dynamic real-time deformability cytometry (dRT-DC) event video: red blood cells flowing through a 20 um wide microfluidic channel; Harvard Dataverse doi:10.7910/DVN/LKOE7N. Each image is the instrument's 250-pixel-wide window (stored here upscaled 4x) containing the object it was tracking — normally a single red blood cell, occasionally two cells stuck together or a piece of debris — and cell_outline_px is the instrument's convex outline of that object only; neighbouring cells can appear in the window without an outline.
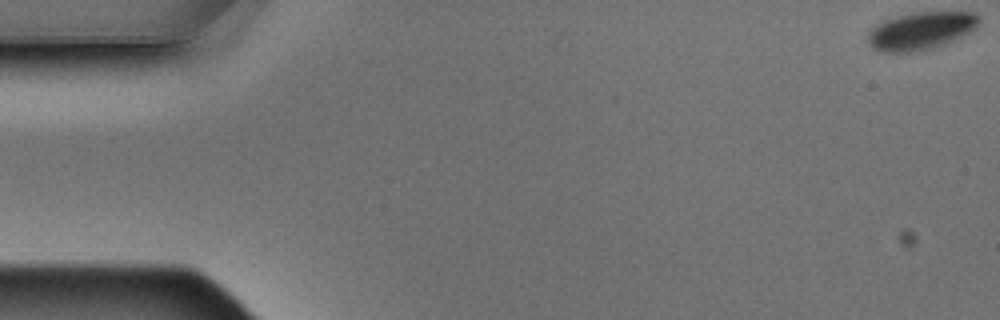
{"species": "Egyptian fruit bat (a non-hibernating species)", "species_latin": "Rousettus aegyptiacus", "temperature_condition": "warm", "stored_images_in_passage": 7, "camera_frame_rate_fps": 3000, "um_per_image_px": 0.085, "animal": {"sex": "male"}, "frame": {"image": 1, "passage_image": 1, "time_ms": 0.0, "image_size_px": [1000, 320], "cell_outline_px": [[980, 20], [976, 28], [944, 44], [932, 48], [912, 52], [880, 52], [872, 48], [868, 44], [868, 32], [876, 24], [884, 20], [896, 16], [916, 12], [976, 12], [980, 16]], "centroid_in_image_um": [78.24, 2.61], "position_along_channel_um": 6.8, "area_um2": 24.39}}
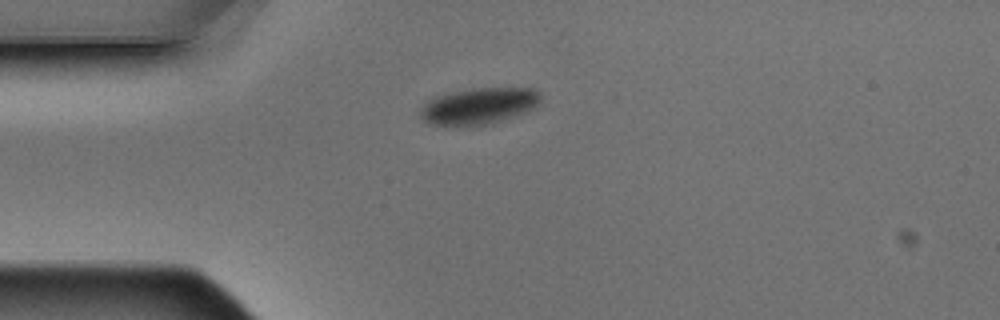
{"frame": {"image": 2, "passage_image": 5, "time_ms": 1.333, "image_size_px": [1000, 320], "cell_outline_px": [[540, 104], [528, 112], [516, 116], [488, 124], [464, 128], [428, 124], [420, 116], [420, 108], [432, 96], [472, 88], [536, 88], [540, 92]], "centroid_in_image_um": [40.69, 9.03], "position_along_channel_um": 44.3, "area_um2": 26.36}}
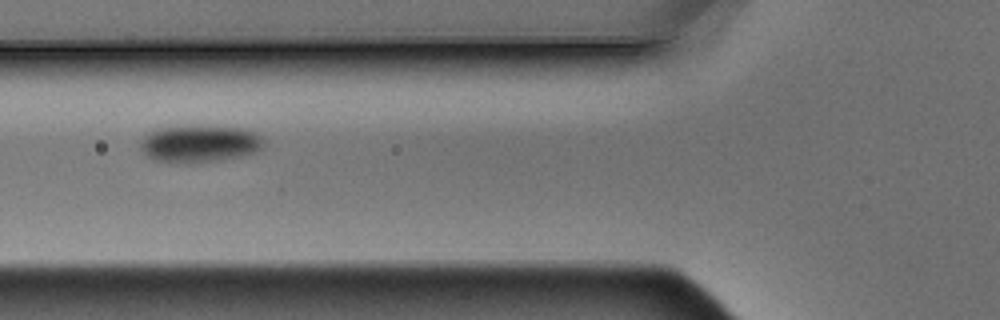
{"frame": {"image": 3, "passage_image": 7, "time_ms": 2.0, "image_size_px": [1000, 320], "cell_outline_px": [[264, 144], [256, 152], [240, 156], [216, 160], [188, 164], [176, 164], [156, 160], [148, 156], [140, 148], [140, 144], [144, 136], [148, 132], [156, 128], [180, 124], [192, 124], [248, 128], [256, 132], [264, 140]], "centroid_in_image_um": [16.94, 12.17], "position_along_channel_um": 108.9, "area_um2": 27.69}}